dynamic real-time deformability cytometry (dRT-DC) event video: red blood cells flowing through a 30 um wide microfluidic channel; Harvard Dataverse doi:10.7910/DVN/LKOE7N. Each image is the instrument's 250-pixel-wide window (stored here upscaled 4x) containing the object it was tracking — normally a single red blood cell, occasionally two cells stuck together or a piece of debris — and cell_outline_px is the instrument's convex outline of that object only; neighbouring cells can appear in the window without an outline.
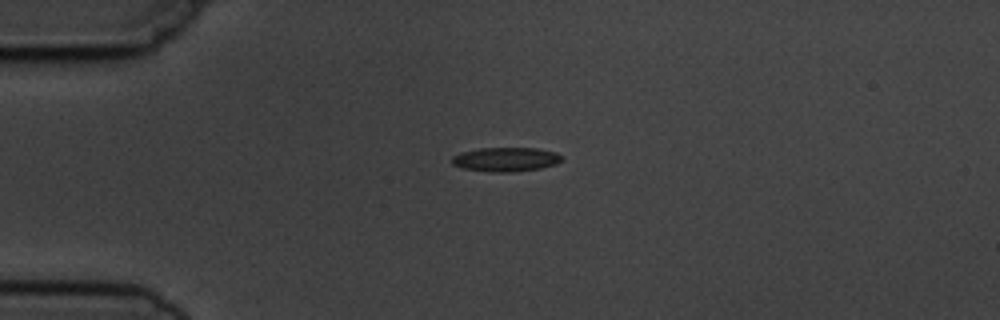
{"species": "common noctule bat (a hibernating species)", "species_latin": "Nyctalus noctula", "temperature_condition": "cold", "stored_images_in_passage": 2, "camera_frame_rate_fps": 3000, "um_per_image_px": 0.085, "animal": {"sex": "male", "body_mass_g": 19.5, "forearm_length_mm": 54.6}, "frame": {"image": 1, "passage_image": 1, "time_ms": 0.0, "image_size_px": [1000, 320], "cell_outline_px": [[564, 160], [556, 164], [540, 168], [508, 172], [488, 172], [464, 168], [452, 164], [452, 156], [460, 152], [480, 148], [536, 148], [556, 152], [564, 156]], "centroid_in_image_um": [43.02, 13.54], "position_along_channel_um": 42.0, "area_um2": 15.55}}